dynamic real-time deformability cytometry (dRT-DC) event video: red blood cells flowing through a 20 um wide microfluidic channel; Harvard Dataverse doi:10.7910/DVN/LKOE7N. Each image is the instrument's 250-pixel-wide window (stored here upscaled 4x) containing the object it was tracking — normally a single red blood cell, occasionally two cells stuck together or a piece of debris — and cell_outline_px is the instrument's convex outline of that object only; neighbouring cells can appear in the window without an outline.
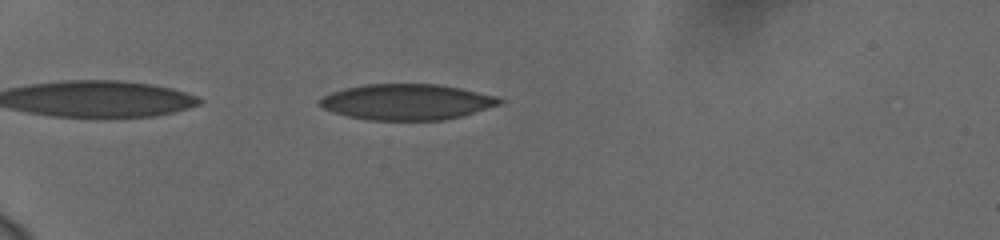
{"species": "human", "species_latin": "Homo sapiens", "temperature_condition": "cold", "stored_images_in_passage": 42, "camera_frame_rate_fps": 3000, "um_per_image_px": 0.085, "donor": {"sex": "female"}, "frame": {"image": 1, "passage_image": 3, "time_ms": 0.667, "image_size_px": [1000, 240], "cell_outline_px": [[504, 100], [500, 104], [460, 116], [444, 120], [368, 120], [348, 116], [332, 112], [316, 104], [316, 100], [332, 92], [344, 88], [364, 84], [436, 84], [460, 88], [496, 96]], "centroid_in_image_um": [34.52, 8.66], "position_along_channel_um": 50.5, "area_um2": 37.45}}
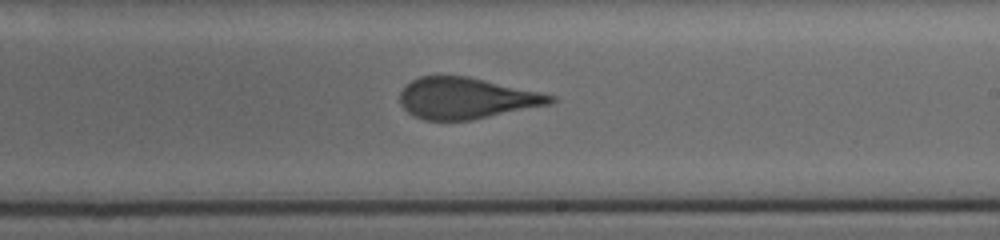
{"frame": {"image": 2, "passage_image": 22, "time_ms": 7.0, "image_size_px": [1000, 240], "cell_outline_px": [[556, 100], [552, 104], [472, 120], [424, 120], [412, 116], [400, 104], [400, 92], [412, 80], [420, 76], [468, 76], [540, 92], [556, 96]], "centroid_in_image_um": [39.65, 8.36], "position_along_channel_um": 249.4, "area_um2": 36.18}}
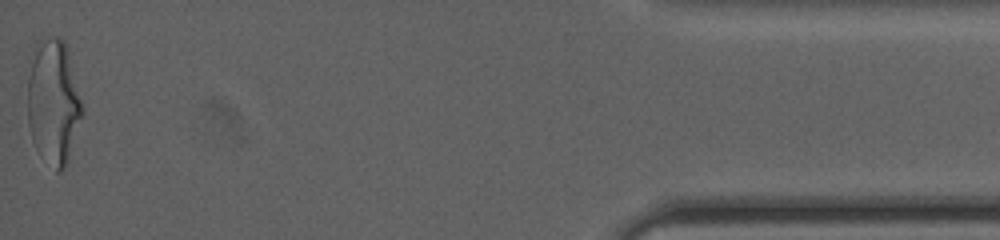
{"frame": {"image": 3, "passage_image": 42, "time_ms": 13.667, "image_size_px": [1000, 240], "cell_outline_px": [[84, 112], [68, 164], [60, 172], [56, 172], [36, 148], [32, 140], [28, 124], [28, 76], [32, 48], [36, 40], [52, 36], [56, 36], [64, 40], [68, 44]], "centroid_in_image_um": [4.55, 8.61], "position_along_channel_um": 430.6, "area_um2": 40.81}, "authors_computed_cell_mechanics": {"area_um2": 37.6567, "velocity_mm_per_s": 3.759, "shape_relaxation_time_tau1_ms": null, "shape_relaxation_time_tau2_ms": 0.9727, "deformation_change_tau1": null, "deformation_change_tau2": 0.0702}}